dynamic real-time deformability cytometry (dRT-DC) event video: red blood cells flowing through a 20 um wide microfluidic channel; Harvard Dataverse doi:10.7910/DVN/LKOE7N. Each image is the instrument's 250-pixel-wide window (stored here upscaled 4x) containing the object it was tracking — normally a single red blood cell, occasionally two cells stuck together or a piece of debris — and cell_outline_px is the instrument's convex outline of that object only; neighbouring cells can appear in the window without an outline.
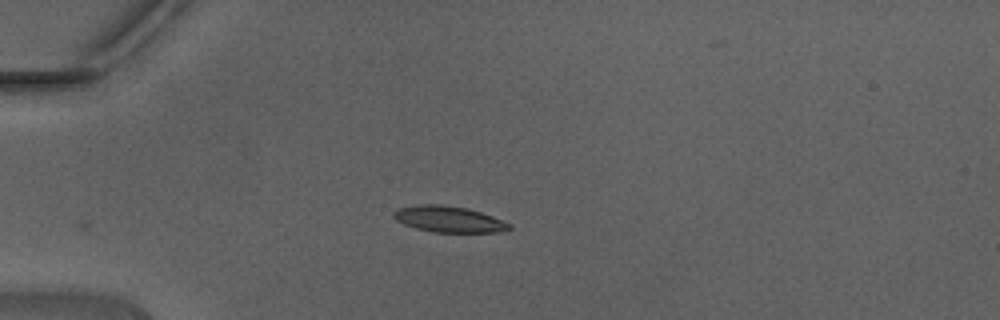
{"species": "Egyptian fruit bat (a non-hibernating species)", "species_latin": "Rousettus aegyptiacus", "temperature_condition": "warm", "stored_images_in_passage": 35, "camera_frame_rate_fps": 3000, "um_per_image_px": 0.085, "animal": {"sex": "male"}, "frame": {"image": 1, "passage_image": 1, "time_ms": 0.0, "image_size_px": [1000, 320], "cell_outline_px": [[512, 228], [496, 232], [432, 232], [416, 228], [404, 224], [396, 220], [392, 216], [392, 212], [400, 208], [420, 204], [440, 204], [468, 208], [492, 216], [512, 224]], "centroid_in_image_um": [38.14, 18.63], "position_along_channel_um": 46.9, "area_um2": 17.57}}
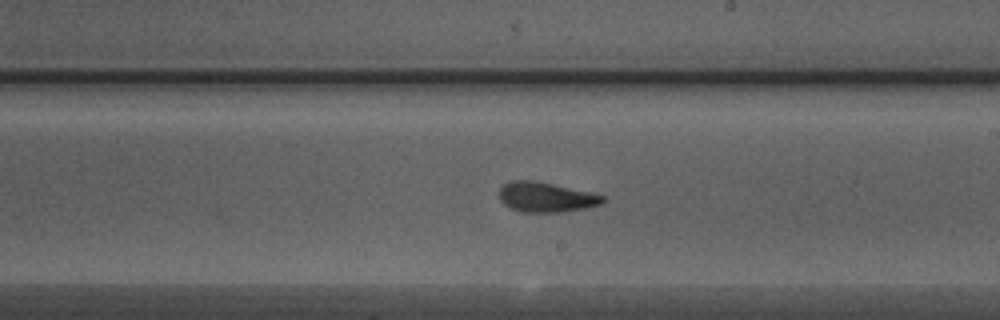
{"frame": {"image": 2, "passage_image": 16, "time_ms": 5.0, "image_size_px": [1000, 320], "cell_outline_px": [[604, 200], [600, 204], [584, 208], [560, 212], [524, 212], [512, 208], [504, 204], [500, 200], [500, 188], [504, 184], [512, 180], [532, 180], [552, 184], [588, 192], [604, 196]], "centroid_in_image_um": [46.37, 16.75], "position_along_channel_um": 242.6, "area_um2": 17.63}}
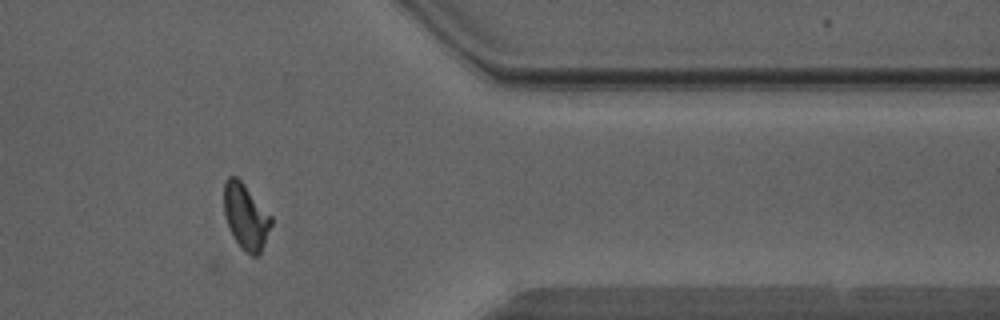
{"frame": {"image": 3, "passage_image": 27, "time_ms": 8.667, "image_size_px": [1000, 320], "cell_outline_px": [[272, 224], [260, 252], [256, 256], [252, 256], [236, 240], [224, 216], [224, 180], [228, 176], [236, 176], [244, 184], [272, 216]], "centroid_in_image_um": [20.89, 18.35], "position_along_channel_um": 390.5, "area_um2": 17.63}, "authors_computed_cell_mechanics": {"area_um2": 17.629, "velocity_mm_per_s": 4.4403, "shape_relaxation_time_tau1_ms": 3.417, "shape_relaxation_time_tau2_ms": 1.6531, "deformation_change_tau1": 0.1744, "deformation_change_tau2": 0.0797}}